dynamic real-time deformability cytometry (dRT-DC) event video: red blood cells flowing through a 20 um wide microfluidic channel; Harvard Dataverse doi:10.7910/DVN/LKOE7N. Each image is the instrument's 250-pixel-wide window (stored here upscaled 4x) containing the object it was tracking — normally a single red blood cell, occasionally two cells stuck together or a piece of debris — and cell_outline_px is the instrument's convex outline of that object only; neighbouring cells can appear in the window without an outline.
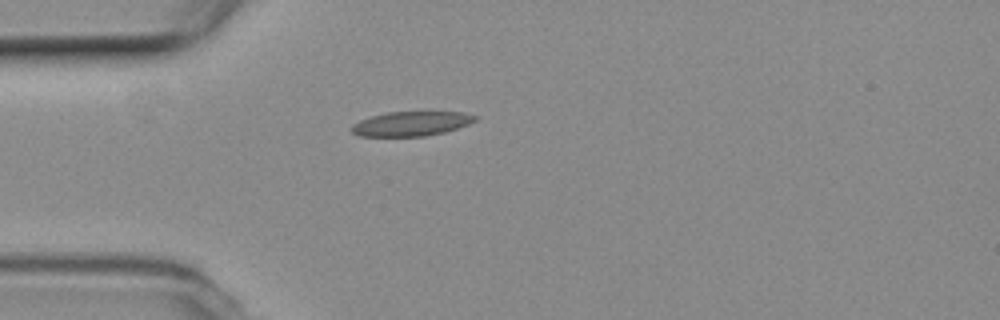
{"species": "common noctule bat (a hibernating species)", "species_latin": "Nyctalus noctula", "temperature_condition": "room temperature", "stored_images_in_passage": 33, "camera_frame_rate_fps": 3000, "um_per_image_px": 0.085, "animal": {"sex": "female", "body_mass_g": 19.3, "forearm_length_mm": 54.1}, "frame": {"image": 1, "passage_image": 1, "time_ms": 0.0, "image_size_px": [1000, 320], "cell_outline_px": [[476, 120], [468, 124], [444, 132], [424, 136], [360, 136], [352, 132], [352, 124], [360, 120], [372, 116], [388, 112], [428, 108], [464, 112], [476, 116]], "centroid_in_image_um": [35.02, 10.45], "position_along_channel_um": 50.0, "area_um2": 18.5}}
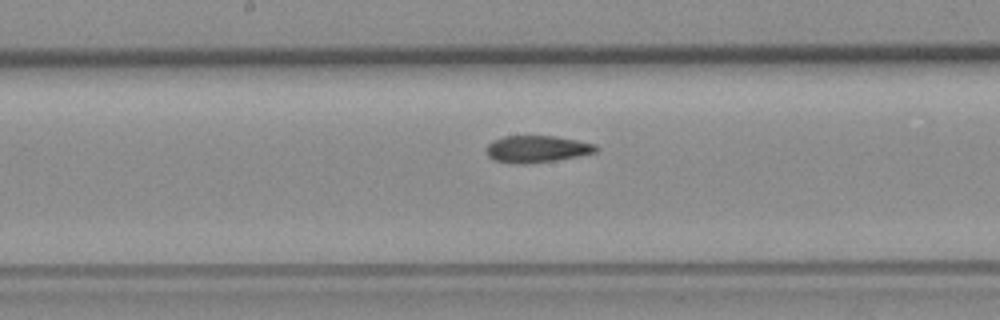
{"frame": {"image": 2, "passage_image": 14, "time_ms": 4.333, "image_size_px": [1000, 320], "cell_outline_px": [[600, 148], [596, 152], [576, 156], [552, 160], [524, 164], [520, 164], [496, 160], [488, 156], [488, 144], [492, 140], [504, 136], [556, 136], [596, 144]], "centroid_in_image_um": [45.66, 12.65], "position_along_channel_um": 202.5, "area_um2": 16.88}}
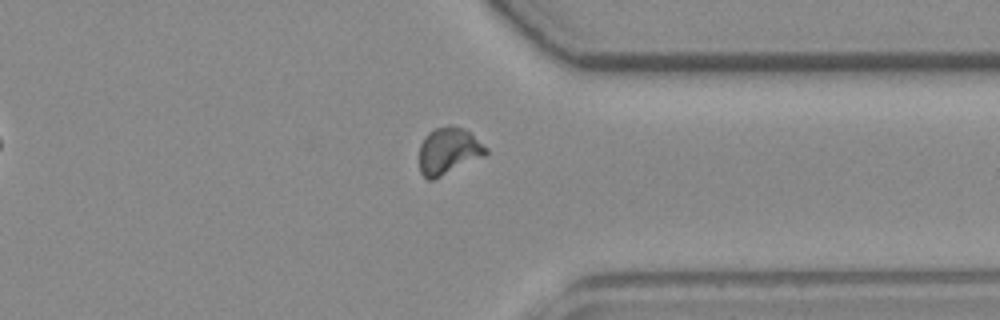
{"frame": {"image": 3, "passage_image": 28, "time_ms": 9.0, "image_size_px": [1000, 320], "cell_outline_px": [[488, 152], [484, 156], [432, 180], [428, 180], [420, 172], [420, 144], [424, 136], [428, 132], [436, 128], [448, 124], [452, 124], [468, 132], [488, 148]], "centroid_in_image_um": [38.1, 12.82], "position_along_channel_um": 373.3, "area_um2": 17.98}, "authors_computed_cell_mechanics": {"area_um2": 17.34, "velocity_mm_per_s": 3.7551, "shape_relaxation_time_tau1_ms": null, "shape_relaxation_time_tau2_ms": 2.0559, "deformation_change_tau1": null, "deformation_change_tau2": 0.06}}